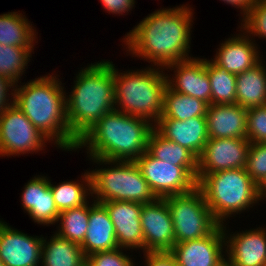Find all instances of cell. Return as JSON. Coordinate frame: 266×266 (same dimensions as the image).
<instances>
[{"mask_svg":"<svg viewBox=\"0 0 266 266\" xmlns=\"http://www.w3.org/2000/svg\"><path fill=\"white\" fill-rule=\"evenodd\" d=\"M193 12L185 5L155 11L125 36L128 51L156 66L166 67L191 59V22Z\"/></svg>","mask_w":266,"mask_h":266,"instance_id":"obj_1","label":"cell"},{"mask_svg":"<svg viewBox=\"0 0 266 266\" xmlns=\"http://www.w3.org/2000/svg\"><path fill=\"white\" fill-rule=\"evenodd\" d=\"M59 78L49 75L33 79L11 94L13 103L49 141L63 150H76L78 140L67 122L66 93ZM63 87V88H62Z\"/></svg>","mask_w":266,"mask_h":266,"instance_id":"obj_2","label":"cell"},{"mask_svg":"<svg viewBox=\"0 0 266 266\" xmlns=\"http://www.w3.org/2000/svg\"><path fill=\"white\" fill-rule=\"evenodd\" d=\"M152 124L144 118L114 109L78 140L77 149L88 145L89 157L135 161L147 151L149 136L154 129Z\"/></svg>","mask_w":266,"mask_h":266,"instance_id":"obj_3","label":"cell"},{"mask_svg":"<svg viewBox=\"0 0 266 266\" xmlns=\"http://www.w3.org/2000/svg\"><path fill=\"white\" fill-rule=\"evenodd\" d=\"M112 63L101 61L80 70L71 94L66 97L67 122L77 140L115 109Z\"/></svg>","mask_w":266,"mask_h":266,"instance_id":"obj_4","label":"cell"},{"mask_svg":"<svg viewBox=\"0 0 266 266\" xmlns=\"http://www.w3.org/2000/svg\"><path fill=\"white\" fill-rule=\"evenodd\" d=\"M159 68L149 67L142 71L129 70L119 73L113 64L115 107H117L115 109L155 122V125L163 113L164 93L167 87L166 75Z\"/></svg>","mask_w":266,"mask_h":266,"instance_id":"obj_5","label":"cell"},{"mask_svg":"<svg viewBox=\"0 0 266 266\" xmlns=\"http://www.w3.org/2000/svg\"><path fill=\"white\" fill-rule=\"evenodd\" d=\"M197 187L202 191L214 219L220 225H223L228 216L244 211L259 201L257 184L246 168L206 174L197 182Z\"/></svg>","mask_w":266,"mask_h":266,"instance_id":"obj_6","label":"cell"},{"mask_svg":"<svg viewBox=\"0 0 266 266\" xmlns=\"http://www.w3.org/2000/svg\"><path fill=\"white\" fill-rule=\"evenodd\" d=\"M90 159L100 165H114L89 172L91 196L96 195V202L129 201L146 204L156 199L135 161H112L96 157Z\"/></svg>","mask_w":266,"mask_h":266,"instance_id":"obj_7","label":"cell"},{"mask_svg":"<svg viewBox=\"0 0 266 266\" xmlns=\"http://www.w3.org/2000/svg\"><path fill=\"white\" fill-rule=\"evenodd\" d=\"M164 199L174 226L175 244L206 237L219 225L198 187Z\"/></svg>","mask_w":266,"mask_h":266,"instance_id":"obj_8","label":"cell"},{"mask_svg":"<svg viewBox=\"0 0 266 266\" xmlns=\"http://www.w3.org/2000/svg\"><path fill=\"white\" fill-rule=\"evenodd\" d=\"M156 198L180 195L197 187V166H175L145 151L135 160Z\"/></svg>","mask_w":266,"mask_h":266,"instance_id":"obj_9","label":"cell"},{"mask_svg":"<svg viewBox=\"0 0 266 266\" xmlns=\"http://www.w3.org/2000/svg\"><path fill=\"white\" fill-rule=\"evenodd\" d=\"M48 140L14 103L0 113V156L38 152Z\"/></svg>","mask_w":266,"mask_h":266,"instance_id":"obj_10","label":"cell"},{"mask_svg":"<svg viewBox=\"0 0 266 266\" xmlns=\"http://www.w3.org/2000/svg\"><path fill=\"white\" fill-rule=\"evenodd\" d=\"M250 143L247 138H209L197 158V182L209 173L246 168Z\"/></svg>","mask_w":266,"mask_h":266,"instance_id":"obj_11","label":"cell"},{"mask_svg":"<svg viewBox=\"0 0 266 266\" xmlns=\"http://www.w3.org/2000/svg\"><path fill=\"white\" fill-rule=\"evenodd\" d=\"M140 222L143 230L144 251H171L175 245L174 226L164 198L142 204Z\"/></svg>","mask_w":266,"mask_h":266,"instance_id":"obj_12","label":"cell"},{"mask_svg":"<svg viewBox=\"0 0 266 266\" xmlns=\"http://www.w3.org/2000/svg\"><path fill=\"white\" fill-rule=\"evenodd\" d=\"M224 225H218L208 236L176 243L170 251L179 266H223V245L226 246Z\"/></svg>","mask_w":266,"mask_h":266,"instance_id":"obj_13","label":"cell"},{"mask_svg":"<svg viewBox=\"0 0 266 266\" xmlns=\"http://www.w3.org/2000/svg\"><path fill=\"white\" fill-rule=\"evenodd\" d=\"M0 221V258L4 266H38L43 237L28 236Z\"/></svg>","mask_w":266,"mask_h":266,"instance_id":"obj_14","label":"cell"},{"mask_svg":"<svg viewBox=\"0 0 266 266\" xmlns=\"http://www.w3.org/2000/svg\"><path fill=\"white\" fill-rule=\"evenodd\" d=\"M168 68L171 71L176 69L175 79L169 78L168 74L166 76L167 86L172 91L198 98L211 105L212 89L207 73V59L191 58L165 67Z\"/></svg>","mask_w":266,"mask_h":266,"instance_id":"obj_15","label":"cell"},{"mask_svg":"<svg viewBox=\"0 0 266 266\" xmlns=\"http://www.w3.org/2000/svg\"><path fill=\"white\" fill-rule=\"evenodd\" d=\"M113 223L119 248H141L144 251L143 230L140 222L142 204L129 201L100 202Z\"/></svg>","mask_w":266,"mask_h":266,"instance_id":"obj_16","label":"cell"},{"mask_svg":"<svg viewBox=\"0 0 266 266\" xmlns=\"http://www.w3.org/2000/svg\"><path fill=\"white\" fill-rule=\"evenodd\" d=\"M226 242L229 266H266V230L257 228L231 234ZM230 243V244H229ZM228 244V245H227Z\"/></svg>","mask_w":266,"mask_h":266,"instance_id":"obj_17","label":"cell"},{"mask_svg":"<svg viewBox=\"0 0 266 266\" xmlns=\"http://www.w3.org/2000/svg\"><path fill=\"white\" fill-rule=\"evenodd\" d=\"M154 128L166 139L186 147L197 158L209 140L206 117H192L185 121L159 118Z\"/></svg>","mask_w":266,"mask_h":266,"instance_id":"obj_18","label":"cell"},{"mask_svg":"<svg viewBox=\"0 0 266 266\" xmlns=\"http://www.w3.org/2000/svg\"><path fill=\"white\" fill-rule=\"evenodd\" d=\"M206 121L209 138H247V109L239 104L208 105Z\"/></svg>","mask_w":266,"mask_h":266,"instance_id":"obj_19","label":"cell"},{"mask_svg":"<svg viewBox=\"0 0 266 266\" xmlns=\"http://www.w3.org/2000/svg\"><path fill=\"white\" fill-rule=\"evenodd\" d=\"M239 34L229 38L221 44L216 56L211 61L218 67L235 75L251 69L261 59L256 44L250 40L248 34Z\"/></svg>","mask_w":266,"mask_h":266,"instance_id":"obj_20","label":"cell"},{"mask_svg":"<svg viewBox=\"0 0 266 266\" xmlns=\"http://www.w3.org/2000/svg\"><path fill=\"white\" fill-rule=\"evenodd\" d=\"M22 205L34 222L38 224H55L59 211L55 205L50 180L44 176H36L24 187Z\"/></svg>","mask_w":266,"mask_h":266,"instance_id":"obj_21","label":"cell"},{"mask_svg":"<svg viewBox=\"0 0 266 266\" xmlns=\"http://www.w3.org/2000/svg\"><path fill=\"white\" fill-rule=\"evenodd\" d=\"M91 206L89 205V226L80 245L86 257L96 252L119 248L115 229L106 208L95 200Z\"/></svg>","mask_w":266,"mask_h":266,"instance_id":"obj_22","label":"cell"},{"mask_svg":"<svg viewBox=\"0 0 266 266\" xmlns=\"http://www.w3.org/2000/svg\"><path fill=\"white\" fill-rule=\"evenodd\" d=\"M236 104L245 109L266 105V69L261 61L236 75Z\"/></svg>","mask_w":266,"mask_h":266,"instance_id":"obj_23","label":"cell"},{"mask_svg":"<svg viewBox=\"0 0 266 266\" xmlns=\"http://www.w3.org/2000/svg\"><path fill=\"white\" fill-rule=\"evenodd\" d=\"M87 260L79 244L56 233L49 242L43 237L41 266H83Z\"/></svg>","mask_w":266,"mask_h":266,"instance_id":"obj_24","label":"cell"},{"mask_svg":"<svg viewBox=\"0 0 266 266\" xmlns=\"http://www.w3.org/2000/svg\"><path fill=\"white\" fill-rule=\"evenodd\" d=\"M26 16L18 12L0 15V44L16 47H34L36 34Z\"/></svg>","mask_w":266,"mask_h":266,"instance_id":"obj_25","label":"cell"},{"mask_svg":"<svg viewBox=\"0 0 266 266\" xmlns=\"http://www.w3.org/2000/svg\"><path fill=\"white\" fill-rule=\"evenodd\" d=\"M207 108L206 102L172 91L167 86L164 93L163 113L160 118L185 121L192 117H206Z\"/></svg>","mask_w":266,"mask_h":266,"instance_id":"obj_26","label":"cell"},{"mask_svg":"<svg viewBox=\"0 0 266 266\" xmlns=\"http://www.w3.org/2000/svg\"><path fill=\"white\" fill-rule=\"evenodd\" d=\"M147 151L175 166H197V157L190 150L166 139L155 128L149 136Z\"/></svg>","mask_w":266,"mask_h":266,"instance_id":"obj_27","label":"cell"},{"mask_svg":"<svg viewBox=\"0 0 266 266\" xmlns=\"http://www.w3.org/2000/svg\"><path fill=\"white\" fill-rule=\"evenodd\" d=\"M82 178L83 182L85 181V186L82 184V181L81 183L64 181L56 186L51 184L50 181V189L59 212L80 207L88 202L87 196L91 194V177L89 171L87 173L85 172Z\"/></svg>","mask_w":266,"mask_h":266,"instance_id":"obj_28","label":"cell"},{"mask_svg":"<svg viewBox=\"0 0 266 266\" xmlns=\"http://www.w3.org/2000/svg\"><path fill=\"white\" fill-rule=\"evenodd\" d=\"M88 204L89 202L77 208L61 211L58 217L61 227L59 226V230L56 234L61 238L68 239L71 242L81 245L89 226Z\"/></svg>","mask_w":266,"mask_h":266,"instance_id":"obj_29","label":"cell"},{"mask_svg":"<svg viewBox=\"0 0 266 266\" xmlns=\"http://www.w3.org/2000/svg\"><path fill=\"white\" fill-rule=\"evenodd\" d=\"M211 104H236V75L207 60Z\"/></svg>","mask_w":266,"mask_h":266,"instance_id":"obj_30","label":"cell"},{"mask_svg":"<svg viewBox=\"0 0 266 266\" xmlns=\"http://www.w3.org/2000/svg\"><path fill=\"white\" fill-rule=\"evenodd\" d=\"M33 48L0 44V75L17 85L32 56Z\"/></svg>","mask_w":266,"mask_h":266,"instance_id":"obj_31","label":"cell"},{"mask_svg":"<svg viewBox=\"0 0 266 266\" xmlns=\"http://www.w3.org/2000/svg\"><path fill=\"white\" fill-rule=\"evenodd\" d=\"M243 17L241 29L244 28V33L266 39V0H254V3Z\"/></svg>","mask_w":266,"mask_h":266,"instance_id":"obj_32","label":"cell"},{"mask_svg":"<svg viewBox=\"0 0 266 266\" xmlns=\"http://www.w3.org/2000/svg\"><path fill=\"white\" fill-rule=\"evenodd\" d=\"M247 139L266 143V105L247 109Z\"/></svg>","mask_w":266,"mask_h":266,"instance_id":"obj_33","label":"cell"},{"mask_svg":"<svg viewBox=\"0 0 266 266\" xmlns=\"http://www.w3.org/2000/svg\"><path fill=\"white\" fill-rule=\"evenodd\" d=\"M246 171L257 184L266 175V143H250Z\"/></svg>","mask_w":266,"mask_h":266,"instance_id":"obj_34","label":"cell"},{"mask_svg":"<svg viewBox=\"0 0 266 266\" xmlns=\"http://www.w3.org/2000/svg\"><path fill=\"white\" fill-rule=\"evenodd\" d=\"M87 260L93 266H135L133 260L122 252V248L93 253Z\"/></svg>","mask_w":266,"mask_h":266,"instance_id":"obj_35","label":"cell"},{"mask_svg":"<svg viewBox=\"0 0 266 266\" xmlns=\"http://www.w3.org/2000/svg\"><path fill=\"white\" fill-rule=\"evenodd\" d=\"M144 253L146 266H179L170 251Z\"/></svg>","mask_w":266,"mask_h":266,"instance_id":"obj_36","label":"cell"},{"mask_svg":"<svg viewBox=\"0 0 266 266\" xmlns=\"http://www.w3.org/2000/svg\"><path fill=\"white\" fill-rule=\"evenodd\" d=\"M105 10L109 13L121 14L130 11L135 0H100Z\"/></svg>","mask_w":266,"mask_h":266,"instance_id":"obj_37","label":"cell"},{"mask_svg":"<svg viewBox=\"0 0 266 266\" xmlns=\"http://www.w3.org/2000/svg\"><path fill=\"white\" fill-rule=\"evenodd\" d=\"M15 84L10 81L9 79L5 78L4 76L0 75V113L9 105H11L13 103V101L10 102L9 99H7V94L9 95V93H7L9 91V89L13 88L14 89ZM9 104H8V103Z\"/></svg>","mask_w":266,"mask_h":266,"instance_id":"obj_38","label":"cell"},{"mask_svg":"<svg viewBox=\"0 0 266 266\" xmlns=\"http://www.w3.org/2000/svg\"><path fill=\"white\" fill-rule=\"evenodd\" d=\"M225 3L231 4L232 6H235L237 8L240 7L241 13H243V16L247 13V11L250 9L252 4L254 3V0H222Z\"/></svg>","mask_w":266,"mask_h":266,"instance_id":"obj_39","label":"cell"},{"mask_svg":"<svg viewBox=\"0 0 266 266\" xmlns=\"http://www.w3.org/2000/svg\"><path fill=\"white\" fill-rule=\"evenodd\" d=\"M257 195L258 200L264 199L262 197H266V175L260 182L257 183Z\"/></svg>","mask_w":266,"mask_h":266,"instance_id":"obj_40","label":"cell"},{"mask_svg":"<svg viewBox=\"0 0 266 266\" xmlns=\"http://www.w3.org/2000/svg\"><path fill=\"white\" fill-rule=\"evenodd\" d=\"M83 266H93L88 260H86L83 264Z\"/></svg>","mask_w":266,"mask_h":266,"instance_id":"obj_41","label":"cell"},{"mask_svg":"<svg viewBox=\"0 0 266 266\" xmlns=\"http://www.w3.org/2000/svg\"><path fill=\"white\" fill-rule=\"evenodd\" d=\"M0 266H4V263H3V261L1 260V258H0Z\"/></svg>","mask_w":266,"mask_h":266,"instance_id":"obj_42","label":"cell"}]
</instances>
